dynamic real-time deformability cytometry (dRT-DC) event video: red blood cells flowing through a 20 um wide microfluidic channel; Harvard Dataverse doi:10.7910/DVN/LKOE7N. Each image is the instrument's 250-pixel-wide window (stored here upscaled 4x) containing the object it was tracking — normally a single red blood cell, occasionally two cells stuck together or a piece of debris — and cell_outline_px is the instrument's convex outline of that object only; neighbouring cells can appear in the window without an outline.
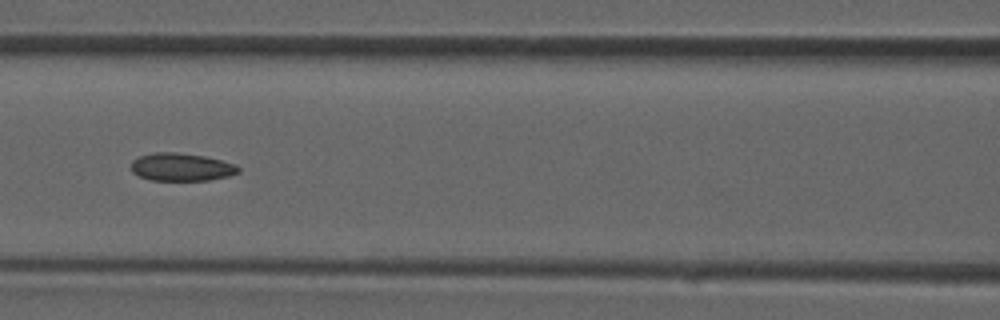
{"species": "common noctule bat (a hibernating species)", "species_latin": "Nyctalus noctula", "temperature_condition": "room temperature", "stored_images_in_passage": 29, "camera_frame_rate_fps": 3000, "um_per_image_px": 0.085, "animal": {"sex": "male", "forearm_length_mm": 52.5}, "frame": {"image": 1, "passage_image": 9, "time_ms": 2.667, "image_size_px": [1000, 320], "cell_outline_px": [[240, 172], [228, 176], [208, 180], [152, 180], [140, 176], [132, 172], [132, 160], [140, 156], [152, 152], [176, 152], [204, 156], [236, 164], [240, 168]], "centroid_in_image_um": [15.43, 14.19], "position_along_channel_um": 151.2, "area_um2": 17.34}}
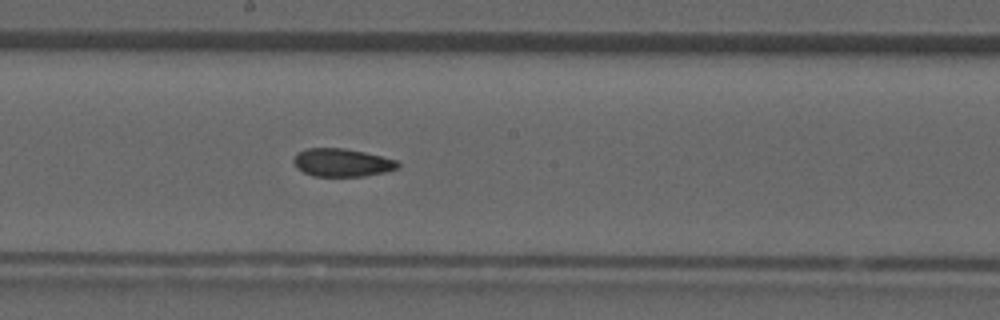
{"frame": {"image": 2, "passage_image": 13, "time_ms": 4.0, "image_size_px": [1000, 320], "cell_outline_px": [[400, 164], [396, 168], [384, 172], [364, 176], [312, 176], [296, 168], [292, 160], [296, 152], [308, 148], [344, 148], [364, 152], [396, 160]], "centroid_in_image_um": [29.01, 13.81], "position_along_channel_um": 219.2, "area_um2": 16.99}}